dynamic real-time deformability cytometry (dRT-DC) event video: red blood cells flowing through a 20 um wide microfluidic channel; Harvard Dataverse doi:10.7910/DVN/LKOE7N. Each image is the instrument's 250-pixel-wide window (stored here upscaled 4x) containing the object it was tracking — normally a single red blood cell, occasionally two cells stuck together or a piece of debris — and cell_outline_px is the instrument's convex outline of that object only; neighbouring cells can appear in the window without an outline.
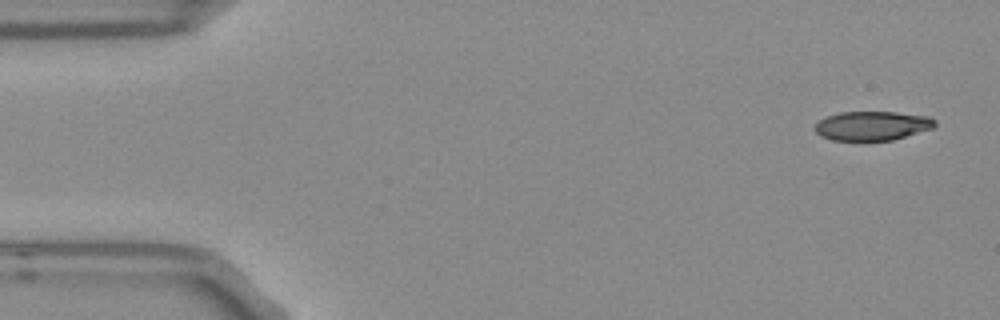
{"species": "Egyptian fruit bat (a non-hibernating species)", "species_latin": "Rousettus aegyptiacus", "temperature_condition": "room temperature", "stored_images_in_passage": 49, "camera_frame_rate_fps": 3000, "um_per_image_px": 0.085, "frame": {"image": 1, "passage_image": 1, "time_ms": 0.0, "image_size_px": [1000, 320], "cell_outline_px": [[936, 124], [932, 128], [892, 140], [832, 140], [820, 136], [812, 128], [820, 120], [828, 116], [840, 112], [896, 112], [928, 116], [936, 120]], "centroid_in_image_um": [74.12, 10.69], "position_along_channel_um": 10.9, "area_um2": 20.29}}
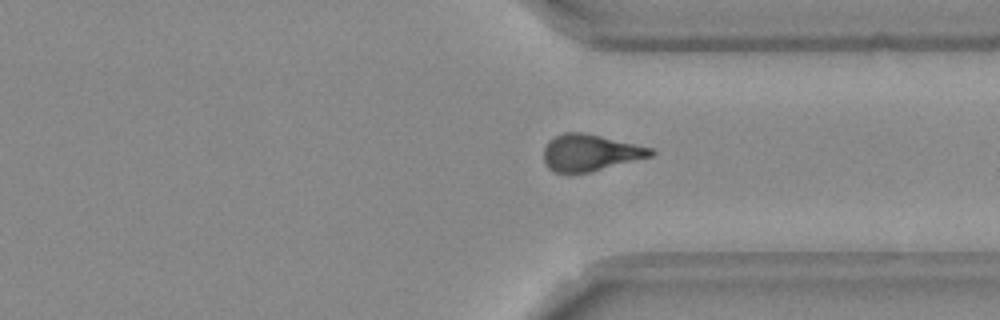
{"frame": {"image": 2, "passage_image": 38, "time_ms": 12.333, "image_size_px": [1000, 320], "cell_outline_px": [[656, 152], [652, 156], [588, 172], [556, 172], [548, 168], [544, 160], [544, 148], [548, 140], [564, 132], [584, 132], [652, 148]], "centroid_in_image_um": [50.15, 12.96], "position_along_channel_um": 361.3, "area_um2": 22.54}}
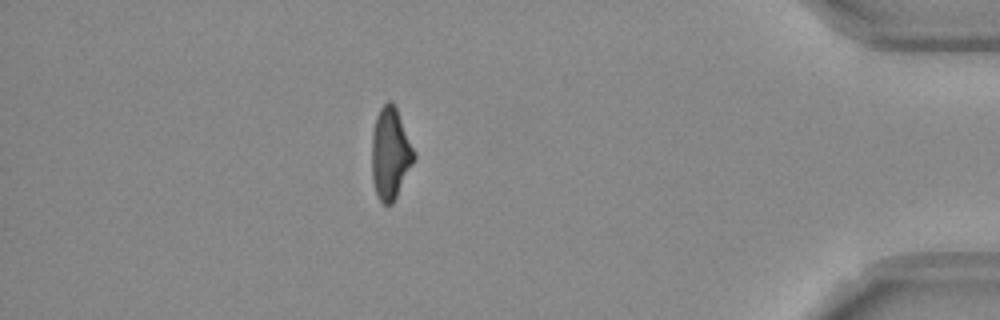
{"frame": {"image": 3, "passage_image": 45, "time_ms": 14.667, "image_size_px": [1000, 320], "cell_outline_px": [[416, 156], [392, 204], [384, 204], [380, 200], [376, 192], [372, 180], [372, 132], [376, 116], [380, 108], [388, 100], [392, 100], [396, 108], [416, 152]], "centroid_in_image_um": [33.17, 13.01], "position_along_channel_um": 402.0, "area_um2": 22.37}, "authors_computed_cell_mechanics": {"area_um2": 23.0044, "velocity_mm_per_s": 3.7735, "shape_relaxation_time_tau1_ms": 8.2025, "shape_relaxation_time_tau2_ms": 8.2995, "deformation_change_tau1": 0.2202, "deformation_change_tau2": 0.1846}}